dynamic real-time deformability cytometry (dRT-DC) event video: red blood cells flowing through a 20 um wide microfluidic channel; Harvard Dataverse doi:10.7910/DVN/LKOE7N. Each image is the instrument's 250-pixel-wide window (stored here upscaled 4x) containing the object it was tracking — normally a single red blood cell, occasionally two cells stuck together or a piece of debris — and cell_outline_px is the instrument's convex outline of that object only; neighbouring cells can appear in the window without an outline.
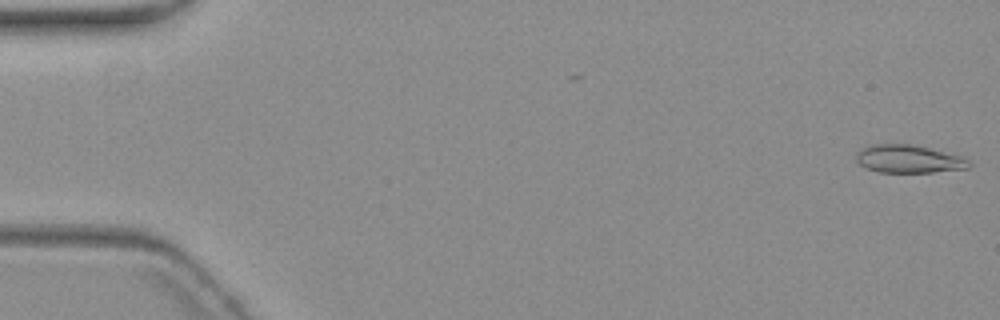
{"species": "common noctule bat (a hibernating species)", "species_latin": "Nyctalus noctula", "temperature_condition": "warm", "stored_images_in_passage": 6, "camera_frame_rate_fps": 3000, "um_per_image_px": 0.085, "animal": {"sex": "female", "body_mass_g": 19.3, "forearm_length_mm": 54.1}, "frame": {"image": 1, "passage_image": 1, "time_ms": 0.0, "image_size_px": [1000, 320], "cell_outline_px": [[972, 164], [968, 168], [932, 172], [880, 172], [864, 168], [856, 160], [856, 152], [868, 144], [912, 144], [964, 156]], "centroid_in_image_um": [77.23, 13.5], "position_along_channel_um": 7.8, "area_um2": 18.55}}